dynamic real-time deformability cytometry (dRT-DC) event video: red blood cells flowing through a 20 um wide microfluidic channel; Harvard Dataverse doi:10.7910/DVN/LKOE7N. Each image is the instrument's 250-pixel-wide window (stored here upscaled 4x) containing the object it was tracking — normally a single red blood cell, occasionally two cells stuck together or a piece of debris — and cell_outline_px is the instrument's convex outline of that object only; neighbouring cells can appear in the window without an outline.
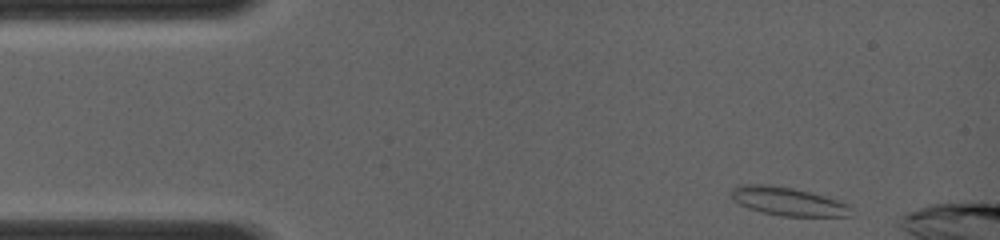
{"species": "common noctule bat (a hibernating species)", "species_latin": "Nyctalus noctula", "temperature_condition": "room temperature", "stored_images_in_passage": 5, "camera_frame_rate_fps": 4000, "um_per_image_px": 0.085, "animal": {"sex": "female", "body_mass_g": 19.0, "forearm_length_mm": 56.7}, "frame": {"image": 1, "passage_image": 1, "time_ms": 0.0, "image_size_px": [1000, 240], "cell_outline_px": [[844, 216], [788, 216], [768, 212], [752, 208], [740, 204], [732, 196], [732, 192], [736, 188], [752, 184], [756, 184], [792, 188], [824, 196], [844, 204]], "centroid_in_image_um": [66.9, 17.11], "position_along_channel_um": 18.1, "area_um2": 18.03}}